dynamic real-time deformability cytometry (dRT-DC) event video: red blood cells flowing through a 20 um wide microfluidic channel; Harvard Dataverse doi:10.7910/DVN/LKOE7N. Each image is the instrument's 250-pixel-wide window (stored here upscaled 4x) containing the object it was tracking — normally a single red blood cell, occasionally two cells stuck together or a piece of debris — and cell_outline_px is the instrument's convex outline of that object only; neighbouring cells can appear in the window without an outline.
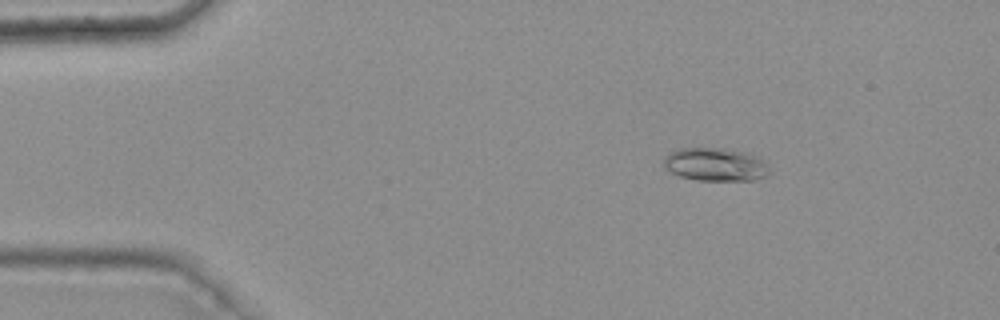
{"species": "common noctule bat (a hibernating species)", "species_latin": "Nyctalus noctula", "temperature_condition": "warm", "stored_images_in_passage": 7, "camera_frame_rate_fps": 3000, "um_per_image_px": 0.085, "animal": {"sex": "female", "body_mass_g": 25.1}, "frame": {"image": 1, "passage_image": 3, "time_ms": 0.667, "image_size_px": [1000, 320], "cell_outline_px": [[768, 172], [764, 176], [752, 180], [696, 180], [680, 176], [668, 172], [664, 168], [664, 156], [668, 152], [680, 148], [724, 148], [744, 152], [760, 156], [768, 164]], "centroid_in_image_um": [60.77, 13.97], "position_along_channel_um": 24.2, "area_um2": 20.63}}
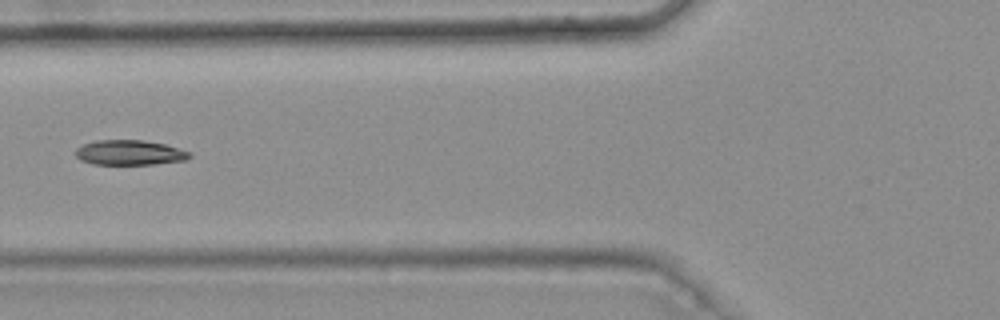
{"frame": {"image": 2, "passage_image": 6, "time_ms": 1.667, "image_size_px": [1000, 320], "cell_outline_px": [[192, 156], [188, 160], [152, 164], [92, 164], [80, 160], [76, 156], [76, 148], [84, 144], [96, 140], [140, 140], [164, 144], [192, 152]], "centroid_in_image_um": [11.04, 12.97], "position_along_channel_um": 114.8, "area_um2": 16.59}}
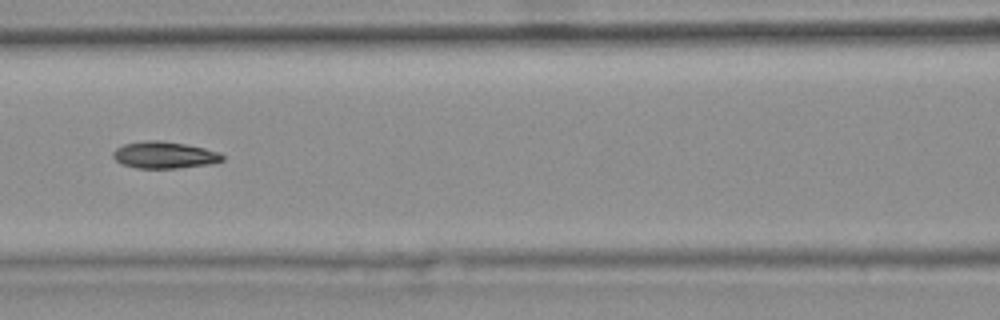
{"frame": {"image": 3, "passage_image": 7, "time_ms": 2.0, "image_size_px": [1000, 320], "cell_outline_px": [[224, 160], [208, 164], [176, 168], [136, 168], [120, 164], [112, 156], [112, 152], [116, 148], [124, 144], [144, 140], [160, 140], [184, 144], [204, 148], [220, 152], [224, 156]], "centroid_in_image_um": [13.93, 13.17], "position_along_channel_um": 152.7, "area_um2": 17.11}}